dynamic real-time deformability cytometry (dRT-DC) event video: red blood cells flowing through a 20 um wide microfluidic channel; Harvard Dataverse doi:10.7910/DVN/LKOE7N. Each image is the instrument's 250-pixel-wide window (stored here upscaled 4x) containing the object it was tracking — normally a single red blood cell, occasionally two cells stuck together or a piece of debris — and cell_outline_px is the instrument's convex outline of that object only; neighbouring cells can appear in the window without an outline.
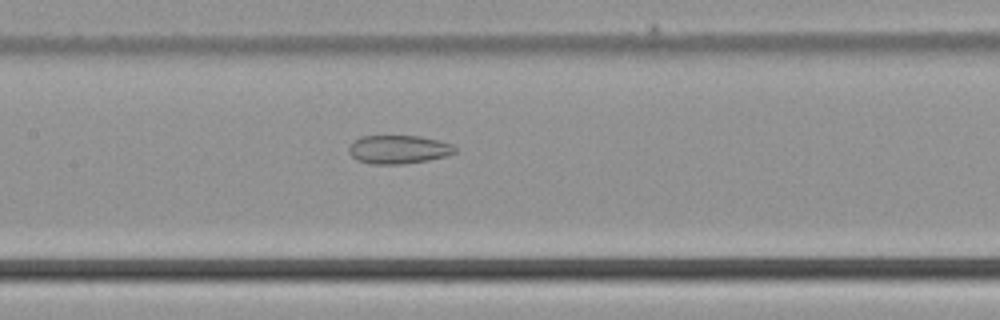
{"species": "common noctule bat (a hibernating species)", "species_latin": "Nyctalus noctula", "temperature_condition": "cold", "stored_images_in_passage": 45, "camera_frame_rate_fps": 3000, "um_per_image_px": 0.085, "animal": {"sex": "male", "body_mass_g": 21.5, "forearm_length_mm": 52.0}, "frame": {"image": 1, "passage_image": 19, "time_ms": 6.0, "image_size_px": [1000, 320], "cell_outline_px": [[456, 152], [444, 156], [428, 160], [400, 164], [372, 164], [356, 160], [348, 152], [348, 148], [360, 136], [420, 136], [440, 140], [452, 144], [456, 148]], "centroid_in_image_um": [33.87, 12.7], "position_along_channel_um": 173.5, "area_um2": 17.57}}
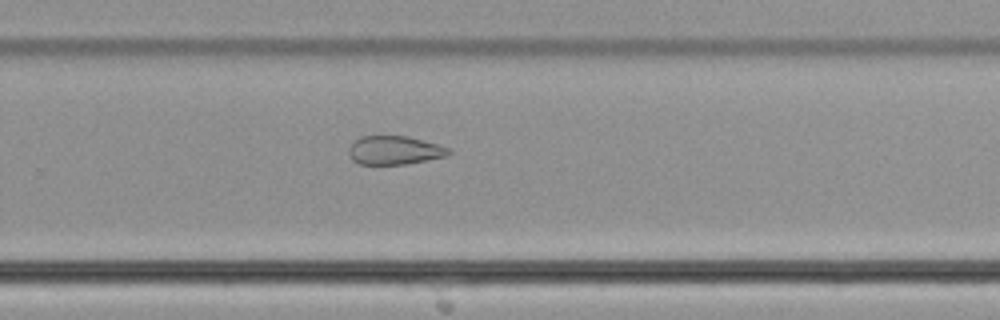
{"frame": {"image": 2, "passage_image": 28, "time_ms": 9.0, "image_size_px": [1000, 320], "cell_outline_px": [[452, 152], [448, 156], [404, 164], [360, 164], [352, 160], [348, 152], [348, 148], [360, 136], [408, 136], [452, 148]], "centroid_in_image_um": [33.56, 12.77], "position_along_channel_um": 296.2, "area_um2": 16.7}}
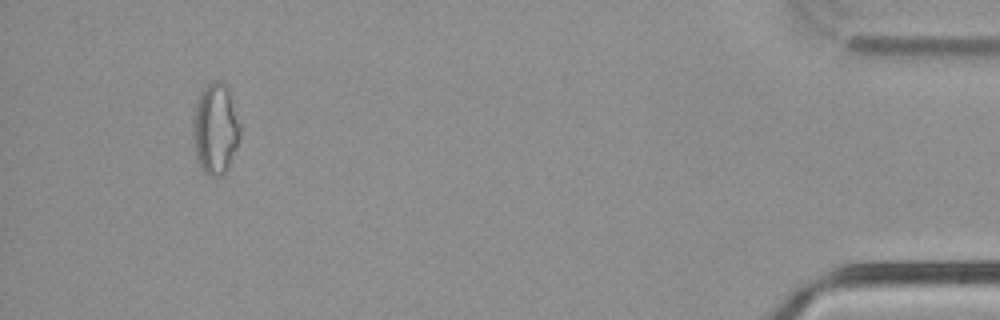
{"frame": {"image": 3, "passage_image": 42, "time_ms": 13.667, "image_size_px": [1000, 320], "cell_outline_px": [[240, 140], [232, 160], [224, 176], [208, 176], [200, 168], [196, 160], [192, 140], [192, 120], [196, 100], [200, 92], [212, 80], [224, 80], [228, 84], [232, 92], [240, 124]], "centroid_in_image_um": [18.31, 10.92], "position_along_channel_um": 416.9, "area_um2": 26.24}}